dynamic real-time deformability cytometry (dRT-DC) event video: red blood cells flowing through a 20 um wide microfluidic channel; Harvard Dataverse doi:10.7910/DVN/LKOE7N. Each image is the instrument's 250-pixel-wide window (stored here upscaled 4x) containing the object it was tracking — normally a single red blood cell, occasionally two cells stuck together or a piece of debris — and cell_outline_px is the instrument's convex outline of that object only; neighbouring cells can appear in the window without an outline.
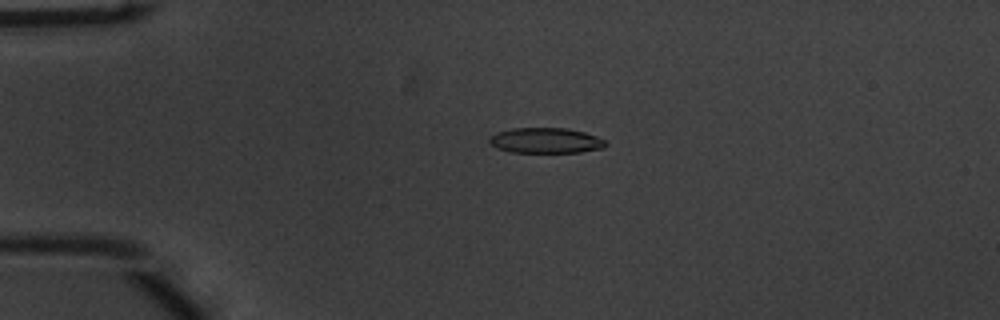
{"species": "common noctule bat (a hibernating species)", "species_latin": "Nyctalus noctula", "temperature_condition": "warm", "stored_images_in_passage": 48, "camera_frame_rate_fps": 3000, "um_per_image_px": 0.085, "animal": {"sex": "male", "body_mass_g": 20.1, "forearm_length_mm": 53.5}, "frame": {"image": 1, "passage_image": 13, "time_ms": 4.0, "image_size_px": [1000, 320], "cell_outline_px": [[608, 144], [604, 148], [580, 152], [512, 152], [496, 148], [488, 144], [488, 136], [496, 132], [512, 128], [568, 128], [584, 132], [596, 136], [604, 140]], "centroid_in_image_um": [46.34, 11.94], "position_along_channel_um": 38.7, "area_um2": 17.4}}
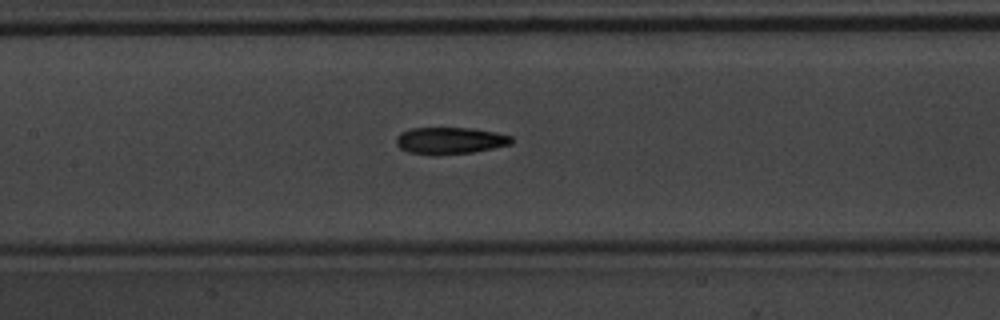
{"frame": {"image": 2, "passage_image": 26, "time_ms": 8.333, "image_size_px": [1000, 320], "cell_outline_px": [[512, 144], [472, 152], [436, 156], [432, 156], [408, 152], [400, 148], [396, 144], [396, 136], [400, 132], [412, 128], [472, 128], [496, 132], [512, 136]], "centroid_in_image_um": [38.22, 11.96], "position_along_channel_um": 169.2, "area_um2": 18.26}}
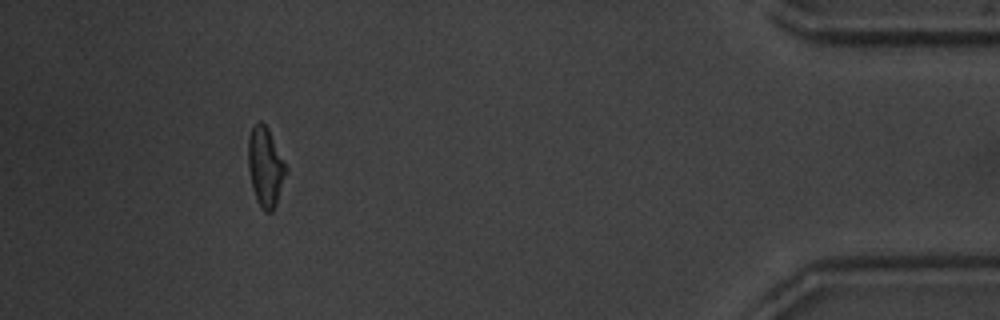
{"frame": {"image": 3, "passage_image": 45, "time_ms": 14.667, "image_size_px": [1000, 320], "cell_outline_px": [[288, 172], [276, 204], [272, 212], [264, 212], [256, 200], [252, 188], [248, 168], [248, 136], [252, 128], [260, 120], [268, 128], [288, 168]], "centroid_in_image_um": [22.57, 14.21], "position_along_channel_um": 412.6, "area_um2": 17.69}}